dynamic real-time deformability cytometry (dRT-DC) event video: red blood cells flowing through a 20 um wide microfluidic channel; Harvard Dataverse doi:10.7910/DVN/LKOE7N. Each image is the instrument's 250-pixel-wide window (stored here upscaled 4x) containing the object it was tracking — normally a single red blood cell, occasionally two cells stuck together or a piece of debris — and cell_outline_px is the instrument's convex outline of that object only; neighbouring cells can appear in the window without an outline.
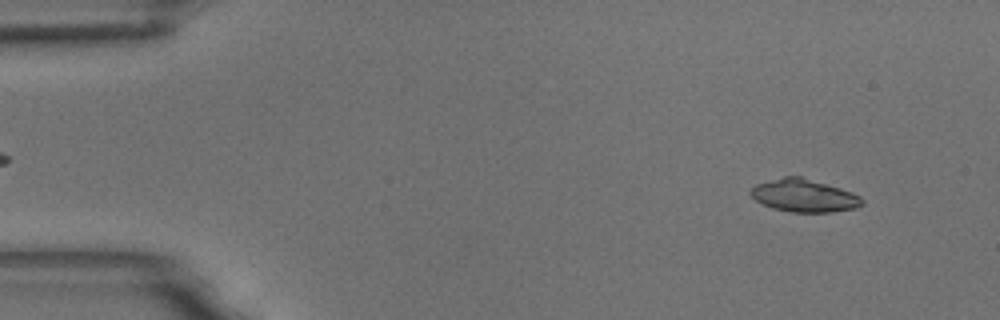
{"species": "common noctule bat (a hibernating species)", "species_latin": "Nyctalus noctula", "temperature_condition": "room temperature", "stored_images_in_passage": 4, "camera_frame_rate_fps": 3000, "um_per_image_px": 0.085, "animal": {"sex": "male", "body_mass_g": 18.8}, "frame": {"image": 1, "passage_image": 1, "time_ms": 0.0, "image_size_px": [1000, 320], "cell_outline_px": [[864, 204], [856, 208], [832, 212], [792, 212], [772, 208], [756, 200], [748, 192], [756, 184], [784, 176], [800, 176], [840, 188], [852, 192], [860, 196], [864, 200]], "centroid_in_image_um": [68.36, 16.63], "position_along_channel_um": 16.6, "area_um2": 21.21}}
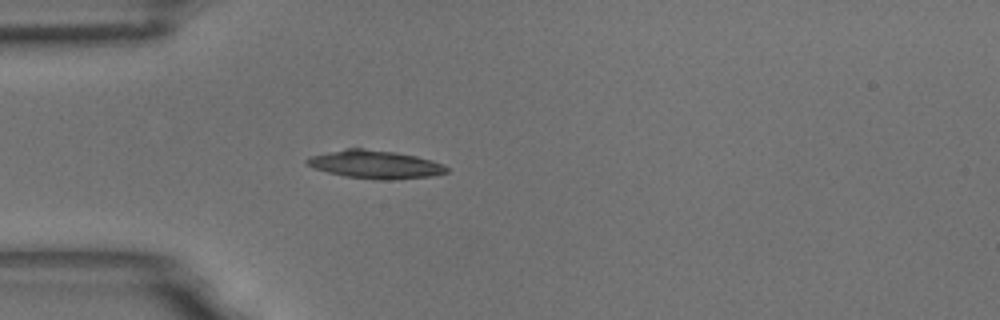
{"frame": {"image": 2, "passage_image": 4, "time_ms": 1.0, "image_size_px": [1000, 320], "cell_outline_px": [[448, 172], [432, 176], [396, 180], [380, 180], [344, 176], [312, 168], [304, 164], [304, 160], [308, 156], [344, 148], [364, 148], [396, 152], [416, 156], [432, 160], [444, 164], [448, 168]], "centroid_in_image_um": [31.85, 13.97], "position_along_channel_um": 53.1, "area_um2": 23.35}}